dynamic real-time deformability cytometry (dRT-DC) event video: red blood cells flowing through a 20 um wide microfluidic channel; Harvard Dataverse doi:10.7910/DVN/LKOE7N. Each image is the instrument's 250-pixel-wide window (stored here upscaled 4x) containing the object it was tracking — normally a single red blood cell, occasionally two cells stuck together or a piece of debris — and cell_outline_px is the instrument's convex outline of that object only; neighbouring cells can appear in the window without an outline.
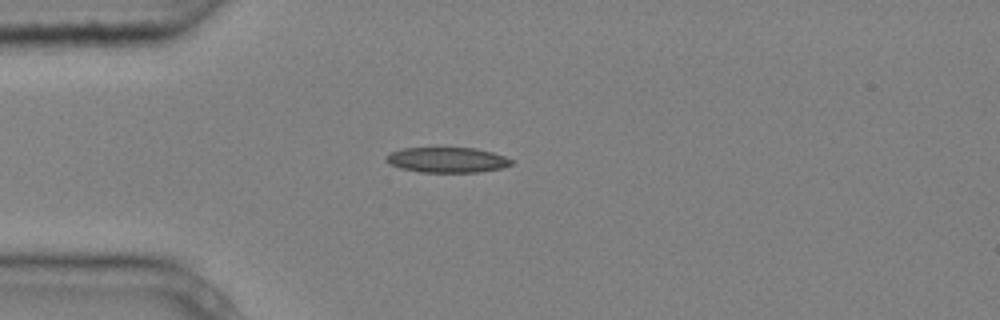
{"species": "common noctule bat (a hibernating species)", "species_latin": "Nyctalus noctula", "temperature_condition": "cold", "stored_images_in_passage": 3, "camera_frame_rate_fps": 3000, "um_per_image_px": 0.085, "animal": {"sex": "male", "body_mass_g": 20.4}, "frame": {"image": 1, "passage_image": 3, "time_ms": 0.667, "image_size_px": [1000, 320], "cell_outline_px": [[512, 164], [500, 168], [476, 172], [420, 172], [400, 168], [384, 160], [384, 156], [388, 152], [404, 148], [476, 148], [492, 152], [504, 156], [512, 160]], "centroid_in_image_um": [37.95, 13.58], "position_along_channel_um": 47.0, "area_um2": 18.38}}